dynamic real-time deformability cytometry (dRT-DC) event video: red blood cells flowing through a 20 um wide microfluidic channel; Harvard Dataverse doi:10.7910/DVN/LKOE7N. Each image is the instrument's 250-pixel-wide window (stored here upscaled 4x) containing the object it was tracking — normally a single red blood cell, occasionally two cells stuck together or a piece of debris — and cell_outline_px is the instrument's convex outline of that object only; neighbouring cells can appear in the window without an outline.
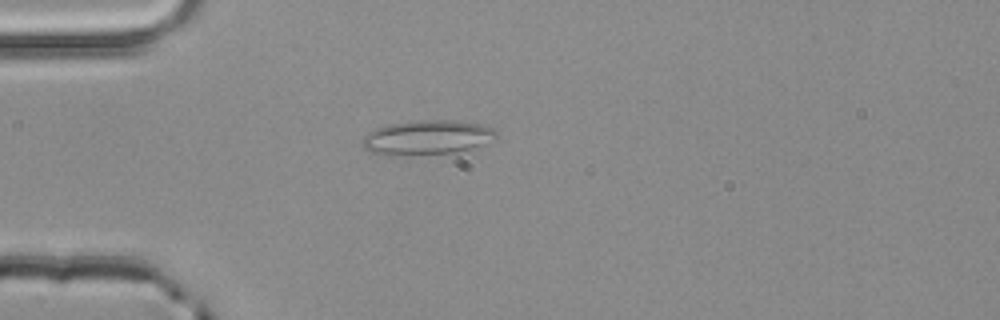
{"species": "common noctule bat (a hibernating species)", "species_latin": "Nyctalus noctula", "temperature_condition": "room temperature", "stored_images_in_passage": 1, "camera_frame_rate_fps": 3000, "um_per_image_px": 0.085, "animal": {"sex": "male", "body_mass_g": 20.4}, "frame": {"image": 1, "passage_image": 1, "time_ms": 0.0, "image_size_px": [1000, 320], "cell_outline_px": [[496, 140], [476, 148], [456, 152], [392, 156], [372, 152], [364, 148], [360, 144], [364, 136], [368, 132], [376, 128], [388, 124], [420, 120], [456, 120], [484, 124], [492, 128], [496, 132]], "centroid_in_image_um": [36.34, 11.68], "position_along_channel_um": 48.7, "area_um2": 27.34}}